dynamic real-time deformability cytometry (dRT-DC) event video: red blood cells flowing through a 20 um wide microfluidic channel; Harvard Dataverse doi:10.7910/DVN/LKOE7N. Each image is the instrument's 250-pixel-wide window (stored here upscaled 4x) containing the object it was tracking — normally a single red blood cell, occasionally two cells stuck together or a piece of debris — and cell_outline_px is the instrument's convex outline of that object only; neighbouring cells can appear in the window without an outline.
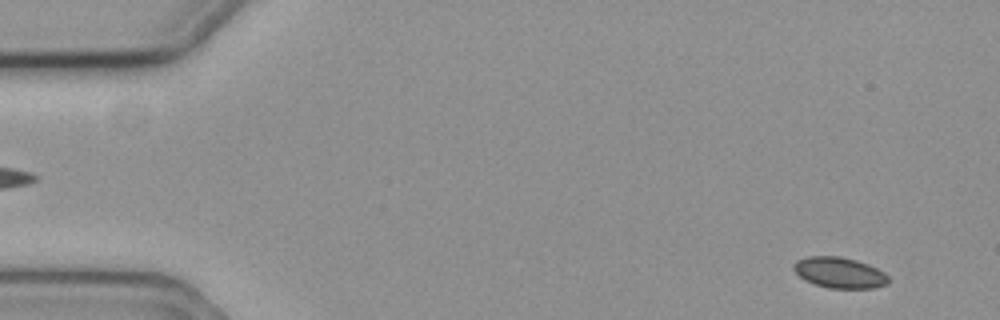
{"species": "common noctule bat (a hibernating species)", "species_latin": "Nyctalus noctula", "temperature_condition": "cold", "stored_images_in_passage": 59, "segment_of_instrument_passage": [1, 2], "camera_frame_rate_fps": 3000, "um_per_image_px": 0.085, "animal": {"sex": "female", "body_mass_g": 19.3, "forearm_length_mm": 54.1}, "frame": {"image": 1, "passage_image": 4, "time_ms": 1.0, "image_size_px": [1000, 320], "cell_outline_px": [[888, 284], [876, 288], [828, 288], [804, 280], [792, 268], [792, 264], [796, 260], [808, 256], [840, 256], [856, 260], [868, 264], [884, 272], [888, 276]], "centroid_in_image_um": [71.35, 23.17], "position_along_channel_um": 13.7, "area_um2": 17.11}}
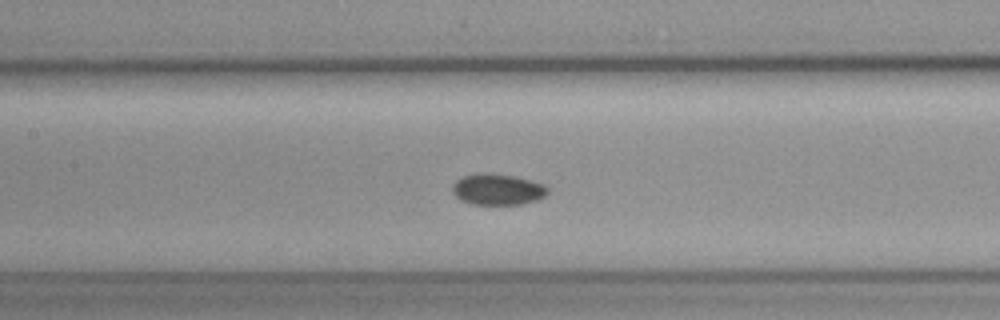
{"frame": {"image": 2, "passage_image": 27, "time_ms": 8.667, "image_size_px": [1000, 320], "cell_outline_px": [[548, 192], [544, 196], [536, 200], [520, 204], [472, 204], [460, 200], [452, 192], [452, 184], [456, 180], [464, 176], [516, 176], [532, 180], [544, 184], [548, 188]], "centroid_in_image_um": [42.32, 16.14], "position_along_channel_um": 165.1, "area_um2": 16.59}}
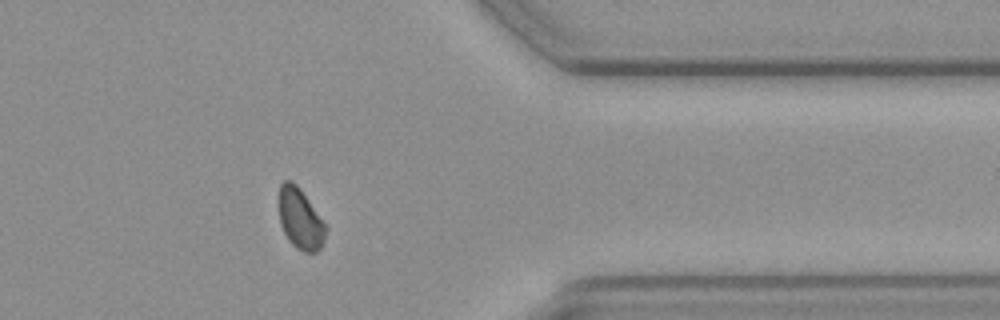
{"frame": {"image": 3, "passage_image": 47, "time_ms": 15.333, "image_size_px": [1000, 320], "cell_outline_px": [[328, 228], [324, 240], [320, 248], [316, 252], [304, 252], [296, 248], [288, 240], [280, 224], [280, 184], [284, 180], [292, 180], [300, 188]], "centroid_in_image_um": [25.53, 18.62], "position_along_channel_um": 385.9, "area_um2": 16.47}}